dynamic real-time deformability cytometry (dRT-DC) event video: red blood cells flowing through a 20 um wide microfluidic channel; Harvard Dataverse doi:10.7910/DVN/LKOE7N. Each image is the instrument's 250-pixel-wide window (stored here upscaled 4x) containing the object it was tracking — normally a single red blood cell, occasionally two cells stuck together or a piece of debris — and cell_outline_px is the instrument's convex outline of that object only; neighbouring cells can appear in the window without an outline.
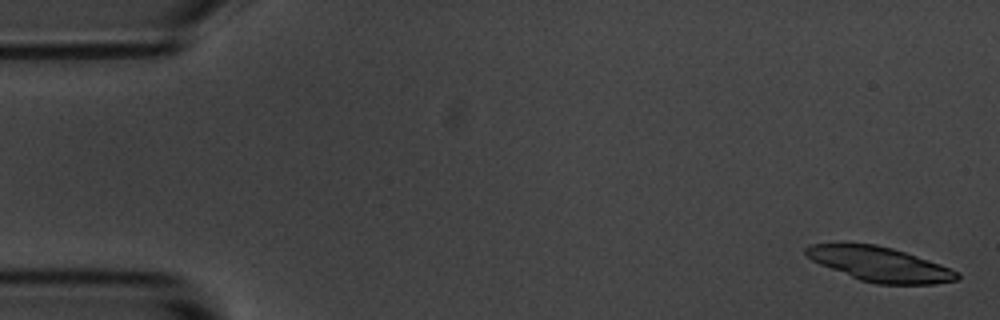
{"species": "common noctule bat (a hibernating species)", "species_latin": "Nyctalus noctula", "temperature_condition": "room temperature", "stored_images_in_passage": 5, "camera_frame_rate_fps": 3000, "um_per_image_px": 0.085, "animal": {"sex": "male", "body_mass_g": 20.1, "forearm_length_mm": 53.5}, "frame": {"image": 1, "passage_image": 1, "time_ms": 0.0, "image_size_px": [1000, 320], "cell_outline_px": [[960, 280], [932, 284], [876, 284], [860, 280], [820, 264], [812, 260], [804, 252], [804, 248], [812, 244], [876, 244], [892, 248], [952, 268], [960, 276]], "centroid_in_image_um": [74.81, 22.47], "position_along_channel_um": 10.2, "area_um2": 30.06}}